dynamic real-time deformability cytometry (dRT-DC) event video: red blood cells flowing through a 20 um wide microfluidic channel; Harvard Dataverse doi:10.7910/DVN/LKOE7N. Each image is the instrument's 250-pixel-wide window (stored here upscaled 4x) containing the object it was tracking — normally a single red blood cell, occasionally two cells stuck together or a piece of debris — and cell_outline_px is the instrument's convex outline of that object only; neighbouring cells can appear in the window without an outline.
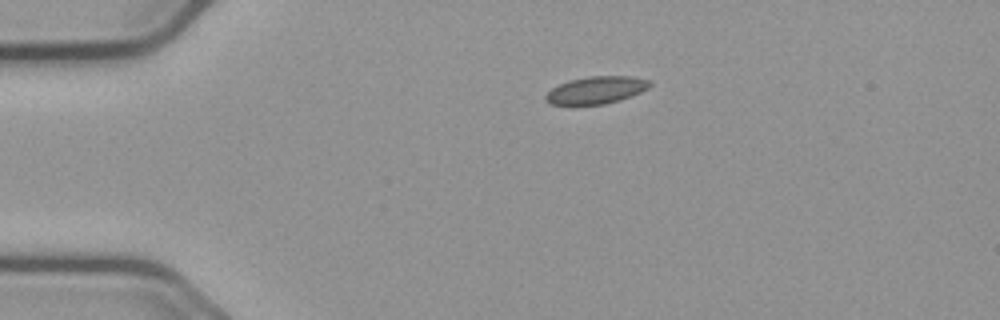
{"species": "common noctule bat (a hibernating species)", "species_latin": "Nyctalus noctula", "temperature_condition": "cold", "stored_images_in_passage": 37, "camera_frame_rate_fps": 3000, "um_per_image_px": 0.085, "animal": {"sex": "male", "body_mass_g": 23.1, "forearm_length_mm": 52.7}, "frame": {"image": 1, "passage_image": 1, "time_ms": 0.0, "image_size_px": [1000, 320], "cell_outline_px": [[652, 84], [648, 88], [640, 92], [620, 100], [604, 104], [548, 104], [544, 100], [544, 96], [552, 88], [568, 80], [588, 76], [632, 76], [652, 80]], "centroid_in_image_um": [50.69, 7.64], "position_along_channel_um": 34.3, "area_um2": 16.65}}
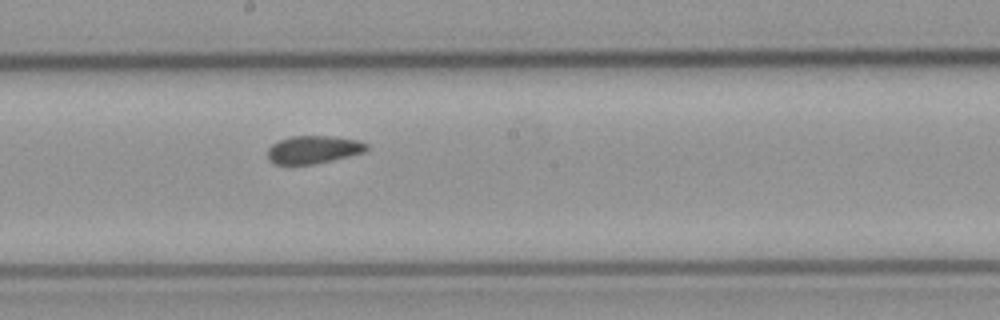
{"frame": {"image": 2, "passage_image": 20, "time_ms": 6.333, "image_size_px": [1000, 320], "cell_outline_px": [[368, 148], [364, 152], [332, 160], [312, 164], [276, 164], [268, 160], [268, 148], [272, 144], [280, 140], [292, 136], [332, 136], [356, 140], [368, 144]], "centroid_in_image_um": [26.63, 12.71], "position_along_channel_um": 221.6, "area_um2": 15.9}}
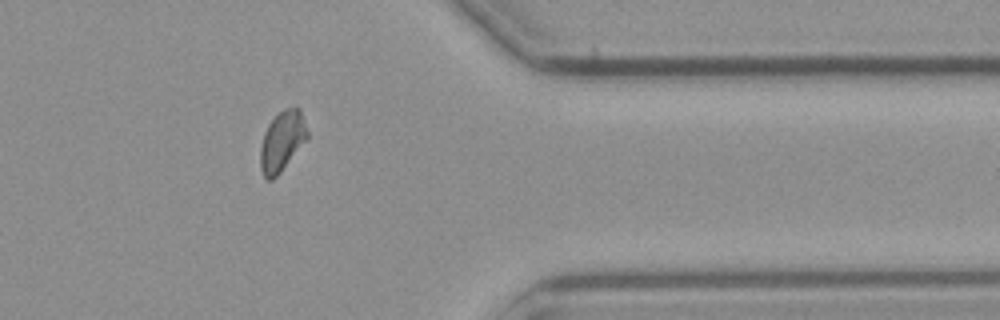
{"frame": {"image": 3, "passage_image": 35, "time_ms": 11.333, "image_size_px": [1000, 320], "cell_outline_px": [[308, 140], [280, 172], [272, 180], [268, 180], [264, 176], [260, 168], [260, 148], [264, 132], [268, 124], [284, 108], [300, 108], [308, 132]], "centroid_in_image_um": [23.99, 12.01], "position_along_channel_um": 387.4, "area_um2": 16.47}, "authors_computed_cell_mechanics": {"area_um2": 16.5308, "velocity_mm_per_s": 3.652, "shape_relaxation_time_tau1_ms": 8.1395, "shape_relaxation_time_tau2_ms": 2.5058, "deformation_change_tau1": 0.0984, "deformation_change_tau2": 0.0798}}